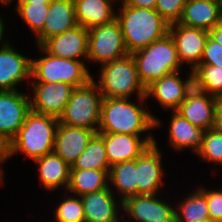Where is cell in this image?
<instances>
[{"instance_id": "cell-29", "label": "cell", "mask_w": 222, "mask_h": 222, "mask_svg": "<svg viewBox=\"0 0 222 222\" xmlns=\"http://www.w3.org/2000/svg\"><path fill=\"white\" fill-rule=\"evenodd\" d=\"M110 167L103 139L98 134H95L70 169L110 170Z\"/></svg>"}, {"instance_id": "cell-45", "label": "cell", "mask_w": 222, "mask_h": 222, "mask_svg": "<svg viewBox=\"0 0 222 222\" xmlns=\"http://www.w3.org/2000/svg\"><path fill=\"white\" fill-rule=\"evenodd\" d=\"M207 1H215V2H219L220 3V0H207Z\"/></svg>"}, {"instance_id": "cell-30", "label": "cell", "mask_w": 222, "mask_h": 222, "mask_svg": "<svg viewBox=\"0 0 222 222\" xmlns=\"http://www.w3.org/2000/svg\"><path fill=\"white\" fill-rule=\"evenodd\" d=\"M194 87L218 98L222 97V69L215 65L200 64L193 71Z\"/></svg>"}, {"instance_id": "cell-43", "label": "cell", "mask_w": 222, "mask_h": 222, "mask_svg": "<svg viewBox=\"0 0 222 222\" xmlns=\"http://www.w3.org/2000/svg\"><path fill=\"white\" fill-rule=\"evenodd\" d=\"M1 166H2V164L0 163V183H2L3 178H4V176H3L4 172H3V169L1 168Z\"/></svg>"}, {"instance_id": "cell-37", "label": "cell", "mask_w": 222, "mask_h": 222, "mask_svg": "<svg viewBox=\"0 0 222 222\" xmlns=\"http://www.w3.org/2000/svg\"><path fill=\"white\" fill-rule=\"evenodd\" d=\"M11 142L0 133V163L3 164L11 157L10 153Z\"/></svg>"}, {"instance_id": "cell-22", "label": "cell", "mask_w": 222, "mask_h": 222, "mask_svg": "<svg viewBox=\"0 0 222 222\" xmlns=\"http://www.w3.org/2000/svg\"><path fill=\"white\" fill-rule=\"evenodd\" d=\"M222 21V4L207 0H186L179 24L210 31Z\"/></svg>"}, {"instance_id": "cell-18", "label": "cell", "mask_w": 222, "mask_h": 222, "mask_svg": "<svg viewBox=\"0 0 222 222\" xmlns=\"http://www.w3.org/2000/svg\"><path fill=\"white\" fill-rule=\"evenodd\" d=\"M215 104V97L193 86L176 111L194 126L209 130L215 123Z\"/></svg>"}, {"instance_id": "cell-21", "label": "cell", "mask_w": 222, "mask_h": 222, "mask_svg": "<svg viewBox=\"0 0 222 222\" xmlns=\"http://www.w3.org/2000/svg\"><path fill=\"white\" fill-rule=\"evenodd\" d=\"M85 222H121L118 203L112 187L81 196ZM119 204V205H118Z\"/></svg>"}, {"instance_id": "cell-38", "label": "cell", "mask_w": 222, "mask_h": 222, "mask_svg": "<svg viewBox=\"0 0 222 222\" xmlns=\"http://www.w3.org/2000/svg\"><path fill=\"white\" fill-rule=\"evenodd\" d=\"M125 5L136 7V8H145V9H155L157 0H121Z\"/></svg>"}, {"instance_id": "cell-42", "label": "cell", "mask_w": 222, "mask_h": 222, "mask_svg": "<svg viewBox=\"0 0 222 222\" xmlns=\"http://www.w3.org/2000/svg\"><path fill=\"white\" fill-rule=\"evenodd\" d=\"M18 3L50 4L53 0H17Z\"/></svg>"}, {"instance_id": "cell-7", "label": "cell", "mask_w": 222, "mask_h": 222, "mask_svg": "<svg viewBox=\"0 0 222 222\" xmlns=\"http://www.w3.org/2000/svg\"><path fill=\"white\" fill-rule=\"evenodd\" d=\"M43 55L32 59V82H65L74 87L86 85L93 76L83 61L58 58L37 46ZM43 57V58H42Z\"/></svg>"}, {"instance_id": "cell-3", "label": "cell", "mask_w": 222, "mask_h": 222, "mask_svg": "<svg viewBox=\"0 0 222 222\" xmlns=\"http://www.w3.org/2000/svg\"><path fill=\"white\" fill-rule=\"evenodd\" d=\"M59 119L30 111L10 144L11 157L18 152L32 161L53 152Z\"/></svg>"}, {"instance_id": "cell-13", "label": "cell", "mask_w": 222, "mask_h": 222, "mask_svg": "<svg viewBox=\"0 0 222 222\" xmlns=\"http://www.w3.org/2000/svg\"><path fill=\"white\" fill-rule=\"evenodd\" d=\"M102 139L109 165L132 161L138 158L147 148L154 144V137L147 132L141 138L123 133H97Z\"/></svg>"}, {"instance_id": "cell-4", "label": "cell", "mask_w": 222, "mask_h": 222, "mask_svg": "<svg viewBox=\"0 0 222 222\" xmlns=\"http://www.w3.org/2000/svg\"><path fill=\"white\" fill-rule=\"evenodd\" d=\"M101 67L99 81L94 82L103 98H130L135 93L138 98L146 97V88L139 80L132 54L105 63Z\"/></svg>"}, {"instance_id": "cell-5", "label": "cell", "mask_w": 222, "mask_h": 222, "mask_svg": "<svg viewBox=\"0 0 222 222\" xmlns=\"http://www.w3.org/2000/svg\"><path fill=\"white\" fill-rule=\"evenodd\" d=\"M137 65L140 82L149 86L153 81L173 72L180 71L175 42L168 33L160 40L132 53Z\"/></svg>"}, {"instance_id": "cell-19", "label": "cell", "mask_w": 222, "mask_h": 222, "mask_svg": "<svg viewBox=\"0 0 222 222\" xmlns=\"http://www.w3.org/2000/svg\"><path fill=\"white\" fill-rule=\"evenodd\" d=\"M95 134L93 130L87 128L58 123L53 152L71 167Z\"/></svg>"}, {"instance_id": "cell-46", "label": "cell", "mask_w": 222, "mask_h": 222, "mask_svg": "<svg viewBox=\"0 0 222 222\" xmlns=\"http://www.w3.org/2000/svg\"><path fill=\"white\" fill-rule=\"evenodd\" d=\"M5 2H8V3H10V2H12V0H4Z\"/></svg>"}, {"instance_id": "cell-12", "label": "cell", "mask_w": 222, "mask_h": 222, "mask_svg": "<svg viewBox=\"0 0 222 222\" xmlns=\"http://www.w3.org/2000/svg\"><path fill=\"white\" fill-rule=\"evenodd\" d=\"M169 34L175 42L179 62L182 66L190 64V71H194L200 65L209 32L173 23L169 26Z\"/></svg>"}, {"instance_id": "cell-40", "label": "cell", "mask_w": 222, "mask_h": 222, "mask_svg": "<svg viewBox=\"0 0 222 222\" xmlns=\"http://www.w3.org/2000/svg\"><path fill=\"white\" fill-rule=\"evenodd\" d=\"M209 36L222 46V21L209 31Z\"/></svg>"}, {"instance_id": "cell-44", "label": "cell", "mask_w": 222, "mask_h": 222, "mask_svg": "<svg viewBox=\"0 0 222 222\" xmlns=\"http://www.w3.org/2000/svg\"><path fill=\"white\" fill-rule=\"evenodd\" d=\"M0 3L3 4V5L5 4V6H6L7 4H8V5L10 4V3H8V2H5L4 0H0Z\"/></svg>"}, {"instance_id": "cell-36", "label": "cell", "mask_w": 222, "mask_h": 222, "mask_svg": "<svg viewBox=\"0 0 222 222\" xmlns=\"http://www.w3.org/2000/svg\"><path fill=\"white\" fill-rule=\"evenodd\" d=\"M200 64H210L222 69V46L208 36Z\"/></svg>"}, {"instance_id": "cell-11", "label": "cell", "mask_w": 222, "mask_h": 222, "mask_svg": "<svg viewBox=\"0 0 222 222\" xmlns=\"http://www.w3.org/2000/svg\"><path fill=\"white\" fill-rule=\"evenodd\" d=\"M30 111V96L27 93L0 91V133L11 142Z\"/></svg>"}, {"instance_id": "cell-28", "label": "cell", "mask_w": 222, "mask_h": 222, "mask_svg": "<svg viewBox=\"0 0 222 222\" xmlns=\"http://www.w3.org/2000/svg\"><path fill=\"white\" fill-rule=\"evenodd\" d=\"M196 190L179 202V206L175 209L176 222L211 221L205 194L199 187Z\"/></svg>"}, {"instance_id": "cell-16", "label": "cell", "mask_w": 222, "mask_h": 222, "mask_svg": "<svg viewBox=\"0 0 222 222\" xmlns=\"http://www.w3.org/2000/svg\"><path fill=\"white\" fill-rule=\"evenodd\" d=\"M32 59L17 52L10 43L0 47V91L16 88L25 79H31Z\"/></svg>"}, {"instance_id": "cell-41", "label": "cell", "mask_w": 222, "mask_h": 222, "mask_svg": "<svg viewBox=\"0 0 222 222\" xmlns=\"http://www.w3.org/2000/svg\"><path fill=\"white\" fill-rule=\"evenodd\" d=\"M4 21H3V19L1 18V16H0V47L1 46H4V45H6V44H8L9 42H8V40H6V39H4L3 40V38H4ZM2 40L4 41V42H2ZM2 43V44H1Z\"/></svg>"}, {"instance_id": "cell-9", "label": "cell", "mask_w": 222, "mask_h": 222, "mask_svg": "<svg viewBox=\"0 0 222 222\" xmlns=\"http://www.w3.org/2000/svg\"><path fill=\"white\" fill-rule=\"evenodd\" d=\"M31 83L33 89V96L30 97L31 110L59 119L75 87L65 82Z\"/></svg>"}, {"instance_id": "cell-14", "label": "cell", "mask_w": 222, "mask_h": 222, "mask_svg": "<svg viewBox=\"0 0 222 222\" xmlns=\"http://www.w3.org/2000/svg\"><path fill=\"white\" fill-rule=\"evenodd\" d=\"M154 195H136L122 202V209L136 222H176L175 207Z\"/></svg>"}, {"instance_id": "cell-34", "label": "cell", "mask_w": 222, "mask_h": 222, "mask_svg": "<svg viewBox=\"0 0 222 222\" xmlns=\"http://www.w3.org/2000/svg\"><path fill=\"white\" fill-rule=\"evenodd\" d=\"M186 0H157L155 10L169 23H178Z\"/></svg>"}, {"instance_id": "cell-8", "label": "cell", "mask_w": 222, "mask_h": 222, "mask_svg": "<svg viewBox=\"0 0 222 222\" xmlns=\"http://www.w3.org/2000/svg\"><path fill=\"white\" fill-rule=\"evenodd\" d=\"M129 54L117 19L88 29L87 60L101 65Z\"/></svg>"}, {"instance_id": "cell-24", "label": "cell", "mask_w": 222, "mask_h": 222, "mask_svg": "<svg viewBox=\"0 0 222 222\" xmlns=\"http://www.w3.org/2000/svg\"><path fill=\"white\" fill-rule=\"evenodd\" d=\"M33 161L39 166V179L47 191H53L60 186L67 190L71 167L60 156L52 152Z\"/></svg>"}, {"instance_id": "cell-23", "label": "cell", "mask_w": 222, "mask_h": 222, "mask_svg": "<svg viewBox=\"0 0 222 222\" xmlns=\"http://www.w3.org/2000/svg\"><path fill=\"white\" fill-rule=\"evenodd\" d=\"M168 132V141L174 150L183 151L191 148L190 150L197 154L203 145L206 130L194 126L177 111H172Z\"/></svg>"}, {"instance_id": "cell-35", "label": "cell", "mask_w": 222, "mask_h": 222, "mask_svg": "<svg viewBox=\"0 0 222 222\" xmlns=\"http://www.w3.org/2000/svg\"><path fill=\"white\" fill-rule=\"evenodd\" d=\"M199 189L205 194L210 220L222 222V189L213 191L203 186Z\"/></svg>"}, {"instance_id": "cell-10", "label": "cell", "mask_w": 222, "mask_h": 222, "mask_svg": "<svg viewBox=\"0 0 222 222\" xmlns=\"http://www.w3.org/2000/svg\"><path fill=\"white\" fill-rule=\"evenodd\" d=\"M188 79H181L180 71L169 73L146 87V99L151 96L166 110L176 111L193 88V71Z\"/></svg>"}, {"instance_id": "cell-6", "label": "cell", "mask_w": 222, "mask_h": 222, "mask_svg": "<svg viewBox=\"0 0 222 222\" xmlns=\"http://www.w3.org/2000/svg\"><path fill=\"white\" fill-rule=\"evenodd\" d=\"M103 95L92 78L86 85L75 87L59 123L93 130L96 134L101 119Z\"/></svg>"}, {"instance_id": "cell-25", "label": "cell", "mask_w": 222, "mask_h": 222, "mask_svg": "<svg viewBox=\"0 0 222 222\" xmlns=\"http://www.w3.org/2000/svg\"><path fill=\"white\" fill-rule=\"evenodd\" d=\"M116 0H74L78 25L90 29L116 19Z\"/></svg>"}, {"instance_id": "cell-27", "label": "cell", "mask_w": 222, "mask_h": 222, "mask_svg": "<svg viewBox=\"0 0 222 222\" xmlns=\"http://www.w3.org/2000/svg\"><path fill=\"white\" fill-rule=\"evenodd\" d=\"M110 182L120 193L119 203L124 202L129 197L138 195L137 158L112 165L109 171Z\"/></svg>"}, {"instance_id": "cell-2", "label": "cell", "mask_w": 222, "mask_h": 222, "mask_svg": "<svg viewBox=\"0 0 222 222\" xmlns=\"http://www.w3.org/2000/svg\"><path fill=\"white\" fill-rule=\"evenodd\" d=\"M116 14L129 54L145 48L169 33L170 24L155 10L136 8L121 1Z\"/></svg>"}, {"instance_id": "cell-20", "label": "cell", "mask_w": 222, "mask_h": 222, "mask_svg": "<svg viewBox=\"0 0 222 222\" xmlns=\"http://www.w3.org/2000/svg\"><path fill=\"white\" fill-rule=\"evenodd\" d=\"M74 0H53L45 18L43 29L35 36L36 46L47 39L73 29L77 26Z\"/></svg>"}, {"instance_id": "cell-15", "label": "cell", "mask_w": 222, "mask_h": 222, "mask_svg": "<svg viewBox=\"0 0 222 222\" xmlns=\"http://www.w3.org/2000/svg\"><path fill=\"white\" fill-rule=\"evenodd\" d=\"M41 47L50 55L81 61L88 56V29L81 25L47 39ZM81 58V59H80Z\"/></svg>"}, {"instance_id": "cell-32", "label": "cell", "mask_w": 222, "mask_h": 222, "mask_svg": "<svg viewBox=\"0 0 222 222\" xmlns=\"http://www.w3.org/2000/svg\"><path fill=\"white\" fill-rule=\"evenodd\" d=\"M71 195V196H70ZM66 195L55 208L56 222H85L82 199L76 195ZM67 196V197H66Z\"/></svg>"}, {"instance_id": "cell-31", "label": "cell", "mask_w": 222, "mask_h": 222, "mask_svg": "<svg viewBox=\"0 0 222 222\" xmlns=\"http://www.w3.org/2000/svg\"><path fill=\"white\" fill-rule=\"evenodd\" d=\"M49 4L17 3L16 11L36 36L44 27Z\"/></svg>"}, {"instance_id": "cell-1", "label": "cell", "mask_w": 222, "mask_h": 222, "mask_svg": "<svg viewBox=\"0 0 222 222\" xmlns=\"http://www.w3.org/2000/svg\"><path fill=\"white\" fill-rule=\"evenodd\" d=\"M145 100H147L146 97H139V104H137L129 98H103L97 133L140 136L149 129L160 127V119L146 110Z\"/></svg>"}, {"instance_id": "cell-33", "label": "cell", "mask_w": 222, "mask_h": 222, "mask_svg": "<svg viewBox=\"0 0 222 222\" xmlns=\"http://www.w3.org/2000/svg\"><path fill=\"white\" fill-rule=\"evenodd\" d=\"M196 155L212 164L222 165V131L214 128L206 130L203 145Z\"/></svg>"}, {"instance_id": "cell-39", "label": "cell", "mask_w": 222, "mask_h": 222, "mask_svg": "<svg viewBox=\"0 0 222 222\" xmlns=\"http://www.w3.org/2000/svg\"><path fill=\"white\" fill-rule=\"evenodd\" d=\"M214 129L222 131V97L216 98Z\"/></svg>"}, {"instance_id": "cell-26", "label": "cell", "mask_w": 222, "mask_h": 222, "mask_svg": "<svg viewBox=\"0 0 222 222\" xmlns=\"http://www.w3.org/2000/svg\"><path fill=\"white\" fill-rule=\"evenodd\" d=\"M110 170L98 169H70V180L65 192H71L76 196H83L92 192H98L110 186Z\"/></svg>"}, {"instance_id": "cell-17", "label": "cell", "mask_w": 222, "mask_h": 222, "mask_svg": "<svg viewBox=\"0 0 222 222\" xmlns=\"http://www.w3.org/2000/svg\"><path fill=\"white\" fill-rule=\"evenodd\" d=\"M161 151L156 141L137 158L138 195L159 194L163 183Z\"/></svg>"}]
</instances>
